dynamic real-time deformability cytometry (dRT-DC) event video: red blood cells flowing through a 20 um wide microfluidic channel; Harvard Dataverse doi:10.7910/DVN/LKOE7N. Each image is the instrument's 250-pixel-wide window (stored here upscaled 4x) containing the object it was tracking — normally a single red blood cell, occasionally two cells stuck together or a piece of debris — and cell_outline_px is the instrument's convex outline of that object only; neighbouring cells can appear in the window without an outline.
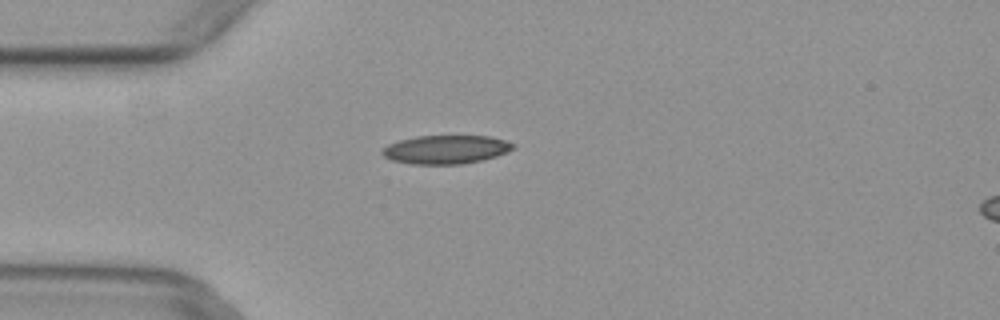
{"species": "common noctule bat (a hibernating species)", "species_latin": "Nyctalus noctula", "temperature_condition": "warm", "stored_images_in_passage": 2, "camera_frame_rate_fps": 3000, "um_per_image_px": 0.085, "animal": {"sex": "female", "body_mass_g": 29.2, "forearm_length_mm": 56.3}, "frame": {"image": 1, "passage_image": 2, "time_ms": 0.333, "image_size_px": [1000, 320], "cell_outline_px": [[516, 148], [496, 156], [480, 160], [460, 164], [412, 164], [392, 160], [384, 156], [380, 152], [388, 144], [400, 140], [416, 136], [488, 136], [504, 140], [516, 144]], "centroid_in_image_um": [37.9, 12.7], "position_along_channel_um": 47.1, "area_um2": 21.68}}